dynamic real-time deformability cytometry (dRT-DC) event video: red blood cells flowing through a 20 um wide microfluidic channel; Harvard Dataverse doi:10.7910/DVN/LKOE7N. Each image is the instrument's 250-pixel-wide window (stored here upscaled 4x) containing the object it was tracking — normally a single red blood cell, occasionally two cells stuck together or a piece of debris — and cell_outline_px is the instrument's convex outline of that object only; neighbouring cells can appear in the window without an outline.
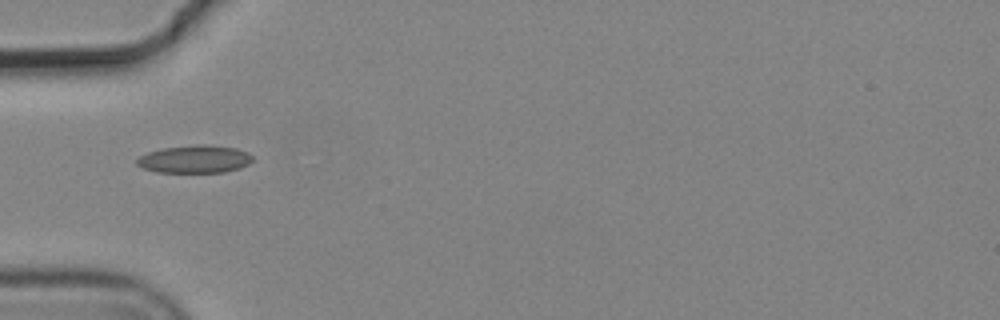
{"species": "common noctule bat (a hibernating species)", "species_latin": "Nyctalus noctula", "temperature_condition": "cold", "stored_images_in_passage": 9, "camera_frame_rate_fps": 3000, "um_per_image_px": 0.085, "animal": {"sex": "male", "body_mass_g": 19.2, "forearm_length_mm": 51.8}, "frame": {"image": 1, "passage_image": 4, "time_ms": 1.0, "image_size_px": [1000, 320], "cell_outline_px": [[252, 160], [248, 164], [240, 168], [224, 172], [156, 172], [144, 168], [136, 164], [136, 160], [140, 156], [148, 152], [164, 148], [196, 144], [208, 144], [236, 148], [248, 152], [252, 156]], "centroid_in_image_um": [16.57, 13.52], "position_along_channel_um": 68.4, "area_um2": 18.73}}
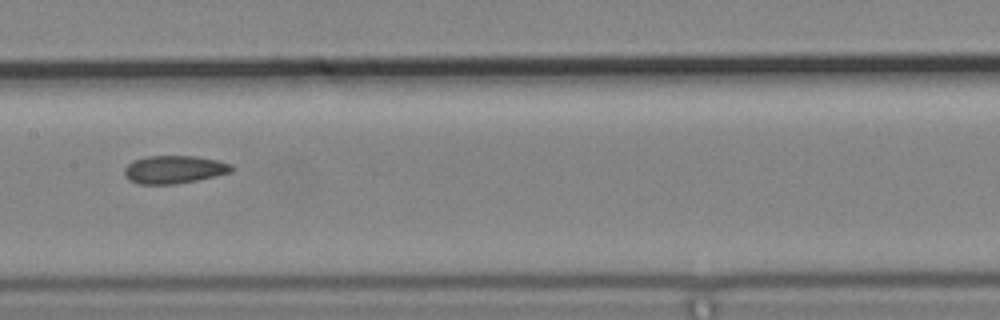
{"frame": {"image": 2, "passage_image": 7, "time_ms": 2.0, "image_size_px": [1000, 320], "cell_outline_px": [[232, 172], [196, 180], [176, 184], [140, 184], [128, 180], [124, 176], [124, 168], [132, 160], [144, 156], [196, 156], [216, 160], [232, 164]], "centroid_in_image_um": [14.75, 14.4], "position_along_channel_um": 192.6, "area_um2": 17.51}}
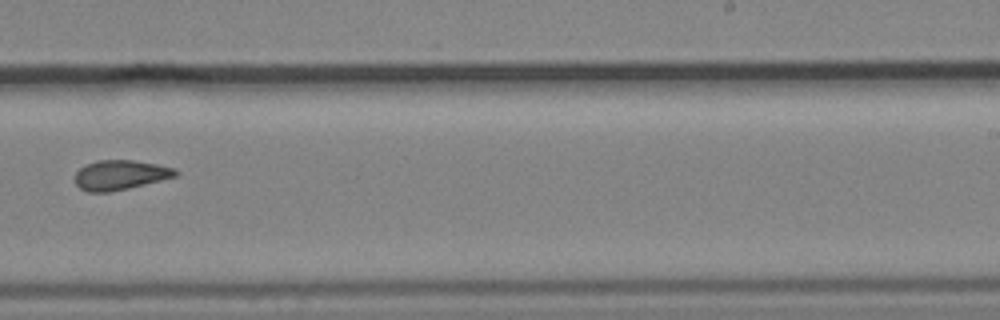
{"frame": {"image": 3, "passage_image": 9, "time_ms": 2.667, "image_size_px": [1000, 320], "cell_outline_px": [[180, 172], [176, 176], [128, 188], [108, 192], [88, 192], [80, 188], [76, 184], [76, 172], [80, 168], [96, 160], [132, 160], [156, 164], [176, 168]], "centroid_in_image_um": [10.23, 14.87], "position_along_channel_um": 278.8, "area_um2": 17.22}}